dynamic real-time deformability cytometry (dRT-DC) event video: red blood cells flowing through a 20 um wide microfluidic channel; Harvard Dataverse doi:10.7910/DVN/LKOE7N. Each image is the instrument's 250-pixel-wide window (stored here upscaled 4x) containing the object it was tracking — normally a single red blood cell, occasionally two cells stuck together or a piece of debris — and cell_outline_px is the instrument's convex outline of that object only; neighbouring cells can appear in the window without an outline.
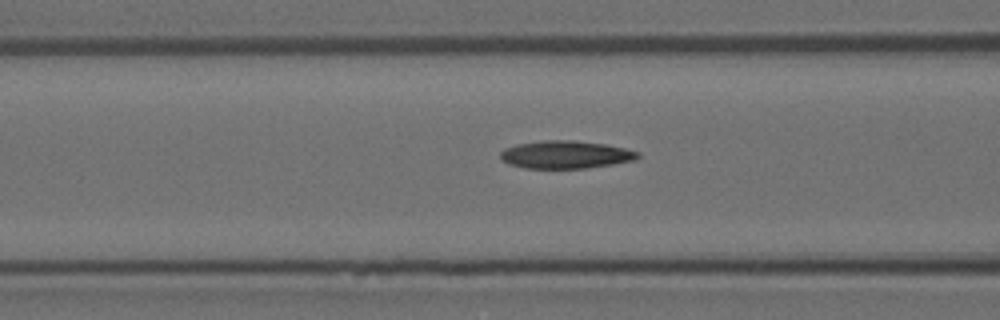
{"species": "Egyptian fruit bat (a non-hibernating species)", "species_latin": "Rousettus aegyptiacus", "temperature_condition": "room temperature", "stored_images_in_passage": 26, "camera_frame_rate_fps": 3000, "um_per_image_px": 0.085, "animal": {"sex": "female"}, "frame": {"image": 1, "passage_image": 14, "time_ms": 4.333, "image_size_px": [1000, 320], "cell_outline_px": [[640, 156], [636, 160], [588, 168], [524, 168], [508, 164], [500, 156], [500, 152], [504, 148], [516, 144], [540, 140], [576, 140], [604, 144], [624, 148], [640, 152]], "centroid_in_image_um": [48.07, 13.13], "position_along_channel_um": 118.5, "area_um2": 22.37}}
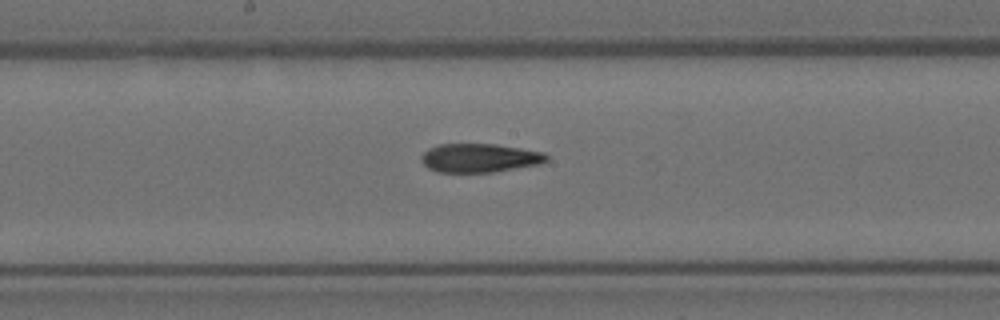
{"frame": {"image": 2, "passage_image": 21, "time_ms": 6.667, "image_size_px": [1000, 320], "cell_outline_px": [[548, 160], [540, 164], [492, 172], [436, 172], [428, 168], [420, 160], [420, 156], [428, 148], [436, 144], [496, 144], [544, 152], [548, 156]], "centroid_in_image_um": [40.73, 13.42], "position_along_channel_um": 207.5, "area_um2": 21.1}}
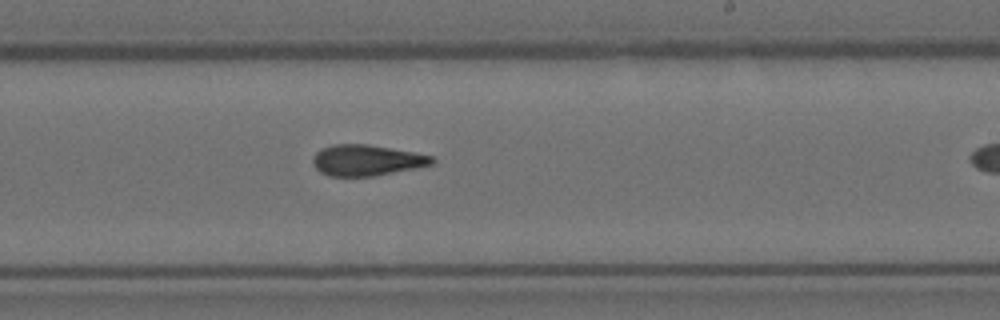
{"frame": {"image": 3, "passage_image": 25, "time_ms": 8.0, "image_size_px": [1000, 320], "cell_outline_px": [[436, 160], [432, 164], [416, 168], [372, 176], [328, 176], [320, 172], [312, 164], [312, 160], [316, 152], [320, 148], [332, 144], [368, 144], [412, 152], [432, 156]], "centroid_in_image_um": [31.12, 13.62], "position_along_channel_um": 257.9, "area_um2": 21.44}}